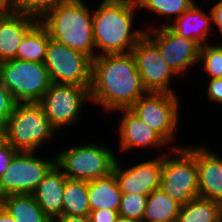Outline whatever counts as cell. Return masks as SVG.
<instances>
[{
	"mask_svg": "<svg viewBox=\"0 0 222 222\" xmlns=\"http://www.w3.org/2000/svg\"><path fill=\"white\" fill-rule=\"evenodd\" d=\"M160 189L181 206L199 197L196 158L185 146L162 155Z\"/></svg>",
	"mask_w": 222,
	"mask_h": 222,
	"instance_id": "ba28073f",
	"label": "cell"
},
{
	"mask_svg": "<svg viewBox=\"0 0 222 222\" xmlns=\"http://www.w3.org/2000/svg\"><path fill=\"white\" fill-rule=\"evenodd\" d=\"M180 207L162 189H155L148 195L142 222H176Z\"/></svg>",
	"mask_w": 222,
	"mask_h": 222,
	"instance_id": "cb8c5ba5",
	"label": "cell"
},
{
	"mask_svg": "<svg viewBox=\"0 0 222 222\" xmlns=\"http://www.w3.org/2000/svg\"><path fill=\"white\" fill-rule=\"evenodd\" d=\"M148 195L122 194L119 215L139 222L143 221V216L147 204Z\"/></svg>",
	"mask_w": 222,
	"mask_h": 222,
	"instance_id": "f1b7e54d",
	"label": "cell"
},
{
	"mask_svg": "<svg viewBox=\"0 0 222 222\" xmlns=\"http://www.w3.org/2000/svg\"><path fill=\"white\" fill-rule=\"evenodd\" d=\"M176 222H222V204L195 198L180 207Z\"/></svg>",
	"mask_w": 222,
	"mask_h": 222,
	"instance_id": "d4e9b609",
	"label": "cell"
},
{
	"mask_svg": "<svg viewBox=\"0 0 222 222\" xmlns=\"http://www.w3.org/2000/svg\"><path fill=\"white\" fill-rule=\"evenodd\" d=\"M16 102L8 89L0 82V126L4 127Z\"/></svg>",
	"mask_w": 222,
	"mask_h": 222,
	"instance_id": "f546056e",
	"label": "cell"
},
{
	"mask_svg": "<svg viewBox=\"0 0 222 222\" xmlns=\"http://www.w3.org/2000/svg\"><path fill=\"white\" fill-rule=\"evenodd\" d=\"M132 157L129 162L118 157L113 169L118 186L122 194L149 195L153 190L160 188V178L162 170V155L155 154L150 158ZM141 159V161H140ZM149 159V160H148ZM126 163V164H125ZM125 164V165H124ZM128 164V165H127Z\"/></svg>",
	"mask_w": 222,
	"mask_h": 222,
	"instance_id": "5bb4252c",
	"label": "cell"
},
{
	"mask_svg": "<svg viewBox=\"0 0 222 222\" xmlns=\"http://www.w3.org/2000/svg\"><path fill=\"white\" fill-rule=\"evenodd\" d=\"M89 92L91 105L107 116L118 109H129L147 93L133 54L96 56L92 60Z\"/></svg>",
	"mask_w": 222,
	"mask_h": 222,
	"instance_id": "6da1fadb",
	"label": "cell"
},
{
	"mask_svg": "<svg viewBox=\"0 0 222 222\" xmlns=\"http://www.w3.org/2000/svg\"><path fill=\"white\" fill-rule=\"evenodd\" d=\"M121 116L117 119L116 123L118 124L116 129H113L112 132L115 135V137H118L116 139V144L119 145L116 146L118 149L116 150L118 152L117 156L123 157V155H126L129 152L135 153H146L148 150V153L151 154L152 151L159 152L156 154V156L164 155L165 152H169L172 147L150 126H148L145 122H143L135 113H133L130 109H118L116 111H113L110 115H114V113ZM139 148V150H138ZM164 149V150H162ZM142 152H141V151ZM139 151V152H136ZM165 151V152H164ZM127 152V153H126ZM151 152V153H150ZM120 153V155H119Z\"/></svg>",
	"mask_w": 222,
	"mask_h": 222,
	"instance_id": "8fae6325",
	"label": "cell"
},
{
	"mask_svg": "<svg viewBox=\"0 0 222 222\" xmlns=\"http://www.w3.org/2000/svg\"><path fill=\"white\" fill-rule=\"evenodd\" d=\"M100 1L92 15L96 56L130 53L146 31L143 25H138L137 18L141 24L143 20L135 0Z\"/></svg>",
	"mask_w": 222,
	"mask_h": 222,
	"instance_id": "7a4b0ae2",
	"label": "cell"
},
{
	"mask_svg": "<svg viewBox=\"0 0 222 222\" xmlns=\"http://www.w3.org/2000/svg\"><path fill=\"white\" fill-rule=\"evenodd\" d=\"M52 83L91 85L92 59L50 39L44 62Z\"/></svg>",
	"mask_w": 222,
	"mask_h": 222,
	"instance_id": "7c38bea8",
	"label": "cell"
},
{
	"mask_svg": "<svg viewBox=\"0 0 222 222\" xmlns=\"http://www.w3.org/2000/svg\"><path fill=\"white\" fill-rule=\"evenodd\" d=\"M180 97V93L178 95L147 92L129 109L156 131L172 148H179L185 146L181 141L177 143V135L179 136L177 131H180L182 127L180 125L183 107L181 101H184Z\"/></svg>",
	"mask_w": 222,
	"mask_h": 222,
	"instance_id": "8992f818",
	"label": "cell"
},
{
	"mask_svg": "<svg viewBox=\"0 0 222 222\" xmlns=\"http://www.w3.org/2000/svg\"><path fill=\"white\" fill-rule=\"evenodd\" d=\"M88 197L91 211L97 209L119 210L122 192L115 175L88 182Z\"/></svg>",
	"mask_w": 222,
	"mask_h": 222,
	"instance_id": "44dd1931",
	"label": "cell"
},
{
	"mask_svg": "<svg viewBox=\"0 0 222 222\" xmlns=\"http://www.w3.org/2000/svg\"><path fill=\"white\" fill-rule=\"evenodd\" d=\"M198 68L208 79L222 78V42L204 44L199 49Z\"/></svg>",
	"mask_w": 222,
	"mask_h": 222,
	"instance_id": "4316f807",
	"label": "cell"
},
{
	"mask_svg": "<svg viewBox=\"0 0 222 222\" xmlns=\"http://www.w3.org/2000/svg\"><path fill=\"white\" fill-rule=\"evenodd\" d=\"M68 0H17L10 10L41 21L57 5Z\"/></svg>",
	"mask_w": 222,
	"mask_h": 222,
	"instance_id": "83f0119b",
	"label": "cell"
},
{
	"mask_svg": "<svg viewBox=\"0 0 222 222\" xmlns=\"http://www.w3.org/2000/svg\"><path fill=\"white\" fill-rule=\"evenodd\" d=\"M82 140L55 152L56 165L67 178L89 182L112 174L118 160L116 150L103 144L104 141L101 143L97 139L96 142V137L95 142Z\"/></svg>",
	"mask_w": 222,
	"mask_h": 222,
	"instance_id": "5b68a950",
	"label": "cell"
},
{
	"mask_svg": "<svg viewBox=\"0 0 222 222\" xmlns=\"http://www.w3.org/2000/svg\"><path fill=\"white\" fill-rule=\"evenodd\" d=\"M17 0H7V10L16 2Z\"/></svg>",
	"mask_w": 222,
	"mask_h": 222,
	"instance_id": "ab89813d",
	"label": "cell"
},
{
	"mask_svg": "<svg viewBox=\"0 0 222 222\" xmlns=\"http://www.w3.org/2000/svg\"><path fill=\"white\" fill-rule=\"evenodd\" d=\"M119 210L97 209L90 211L91 222H116Z\"/></svg>",
	"mask_w": 222,
	"mask_h": 222,
	"instance_id": "d6a6232c",
	"label": "cell"
},
{
	"mask_svg": "<svg viewBox=\"0 0 222 222\" xmlns=\"http://www.w3.org/2000/svg\"><path fill=\"white\" fill-rule=\"evenodd\" d=\"M5 143L4 127L0 126V146Z\"/></svg>",
	"mask_w": 222,
	"mask_h": 222,
	"instance_id": "74e56055",
	"label": "cell"
},
{
	"mask_svg": "<svg viewBox=\"0 0 222 222\" xmlns=\"http://www.w3.org/2000/svg\"><path fill=\"white\" fill-rule=\"evenodd\" d=\"M0 222H15L12 215L2 205L0 206Z\"/></svg>",
	"mask_w": 222,
	"mask_h": 222,
	"instance_id": "d590c367",
	"label": "cell"
},
{
	"mask_svg": "<svg viewBox=\"0 0 222 222\" xmlns=\"http://www.w3.org/2000/svg\"><path fill=\"white\" fill-rule=\"evenodd\" d=\"M90 211L88 182L67 178L61 216H89Z\"/></svg>",
	"mask_w": 222,
	"mask_h": 222,
	"instance_id": "484cf974",
	"label": "cell"
},
{
	"mask_svg": "<svg viewBox=\"0 0 222 222\" xmlns=\"http://www.w3.org/2000/svg\"><path fill=\"white\" fill-rule=\"evenodd\" d=\"M2 206L15 222H52L32 194H11L3 199Z\"/></svg>",
	"mask_w": 222,
	"mask_h": 222,
	"instance_id": "7402d4cb",
	"label": "cell"
},
{
	"mask_svg": "<svg viewBox=\"0 0 222 222\" xmlns=\"http://www.w3.org/2000/svg\"><path fill=\"white\" fill-rule=\"evenodd\" d=\"M145 34L157 45L163 60L179 77L187 76L198 66L200 46L194 40L180 36L169 26L150 29Z\"/></svg>",
	"mask_w": 222,
	"mask_h": 222,
	"instance_id": "9a60e30c",
	"label": "cell"
},
{
	"mask_svg": "<svg viewBox=\"0 0 222 222\" xmlns=\"http://www.w3.org/2000/svg\"><path fill=\"white\" fill-rule=\"evenodd\" d=\"M52 222H91L89 216H58Z\"/></svg>",
	"mask_w": 222,
	"mask_h": 222,
	"instance_id": "e575fe53",
	"label": "cell"
},
{
	"mask_svg": "<svg viewBox=\"0 0 222 222\" xmlns=\"http://www.w3.org/2000/svg\"><path fill=\"white\" fill-rule=\"evenodd\" d=\"M89 88L90 86L52 83L39 101L49 124L58 135L64 133L66 127L68 131L74 124H83L79 123L84 121L82 115L86 110L83 108L91 105Z\"/></svg>",
	"mask_w": 222,
	"mask_h": 222,
	"instance_id": "52a82bcc",
	"label": "cell"
},
{
	"mask_svg": "<svg viewBox=\"0 0 222 222\" xmlns=\"http://www.w3.org/2000/svg\"><path fill=\"white\" fill-rule=\"evenodd\" d=\"M50 35L39 21L23 38L16 55L17 60L44 63Z\"/></svg>",
	"mask_w": 222,
	"mask_h": 222,
	"instance_id": "603a6c76",
	"label": "cell"
},
{
	"mask_svg": "<svg viewBox=\"0 0 222 222\" xmlns=\"http://www.w3.org/2000/svg\"><path fill=\"white\" fill-rule=\"evenodd\" d=\"M204 79L207 80V83L204 85L208 84L204 91L206 93L204 97L207 99V102L210 101V104L213 103L214 105L217 104L218 107H222V78Z\"/></svg>",
	"mask_w": 222,
	"mask_h": 222,
	"instance_id": "4dcf8cb0",
	"label": "cell"
},
{
	"mask_svg": "<svg viewBox=\"0 0 222 222\" xmlns=\"http://www.w3.org/2000/svg\"><path fill=\"white\" fill-rule=\"evenodd\" d=\"M131 53L147 92L178 94L174 86L177 83L174 79L178 75L163 60L157 45L146 34L136 43Z\"/></svg>",
	"mask_w": 222,
	"mask_h": 222,
	"instance_id": "4fadbf2b",
	"label": "cell"
},
{
	"mask_svg": "<svg viewBox=\"0 0 222 222\" xmlns=\"http://www.w3.org/2000/svg\"><path fill=\"white\" fill-rule=\"evenodd\" d=\"M17 152V150L6 142L0 146V176L7 170L13 156Z\"/></svg>",
	"mask_w": 222,
	"mask_h": 222,
	"instance_id": "836d02e7",
	"label": "cell"
},
{
	"mask_svg": "<svg viewBox=\"0 0 222 222\" xmlns=\"http://www.w3.org/2000/svg\"><path fill=\"white\" fill-rule=\"evenodd\" d=\"M39 21L30 16L8 10H0V63L16 59L24 36Z\"/></svg>",
	"mask_w": 222,
	"mask_h": 222,
	"instance_id": "ac0fdd59",
	"label": "cell"
},
{
	"mask_svg": "<svg viewBox=\"0 0 222 222\" xmlns=\"http://www.w3.org/2000/svg\"><path fill=\"white\" fill-rule=\"evenodd\" d=\"M196 1L198 0H135L141 16L144 17V15H142L143 13H146V16L148 17L150 16V13L153 14L149 20H146L147 22H144L145 25L143 24L146 31L158 27L169 26L193 6ZM160 18H162V21L164 20L161 24L158 23L162 22ZM151 19H153V21ZM156 19L160 21H157ZM150 21L152 22L150 23ZM156 22L158 24H155ZM146 23L148 25H146Z\"/></svg>",
	"mask_w": 222,
	"mask_h": 222,
	"instance_id": "ffe728a7",
	"label": "cell"
},
{
	"mask_svg": "<svg viewBox=\"0 0 222 222\" xmlns=\"http://www.w3.org/2000/svg\"><path fill=\"white\" fill-rule=\"evenodd\" d=\"M0 10H7V0H0Z\"/></svg>",
	"mask_w": 222,
	"mask_h": 222,
	"instance_id": "f35d334b",
	"label": "cell"
},
{
	"mask_svg": "<svg viewBox=\"0 0 222 222\" xmlns=\"http://www.w3.org/2000/svg\"><path fill=\"white\" fill-rule=\"evenodd\" d=\"M3 199H4V196H3V194H2L1 191H0V206H1L2 203H3Z\"/></svg>",
	"mask_w": 222,
	"mask_h": 222,
	"instance_id": "60d3db41",
	"label": "cell"
},
{
	"mask_svg": "<svg viewBox=\"0 0 222 222\" xmlns=\"http://www.w3.org/2000/svg\"><path fill=\"white\" fill-rule=\"evenodd\" d=\"M85 0H68L57 5L40 22L50 38L73 50L96 57L93 37L92 4ZM92 7V8H91Z\"/></svg>",
	"mask_w": 222,
	"mask_h": 222,
	"instance_id": "3957f363",
	"label": "cell"
},
{
	"mask_svg": "<svg viewBox=\"0 0 222 222\" xmlns=\"http://www.w3.org/2000/svg\"><path fill=\"white\" fill-rule=\"evenodd\" d=\"M116 222H139V221L129 219V218L119 215L118 218L116 219Z\"/></svg>",
	"mask_w": 222,
	"mask_h": 222,
	"instance_id": "8d00e7d4",
	"label": "cell"
},
{
	"mask_svg": "<svg viewBox=\"0 0 222 222\" xmlns=\"http://www.w3.org/2000/svg\"><path fill=\"white\" fill-rule=\"evenodd\" d=\"M211 143L185 147L195 156L198 167L199 197L222 204V154L208 146ZM212 148V149H211Z\"/></svg>",
	"mask_w": 222,
	"mask_h": 222,
	"instance_id": "2e32d148",
	"label": "cell"
},
{
	"mask_svg": "<svg viewBox=\"0 0 222 222\" xmlns=\"http://www.w3.org/2000/svg\"><path fill=\"white\" fill-rule=\"evenodd\" d=\"M207 4L208 0L196 1L193 6L172 22L169 27L180 36L194 40L200 47L212 41L215 42V37L213 38L212 14L208 10V6L204 8Z\"/></svg>",
	"mask_w": 222,
	"mask_h": 222,
	"instance_id": "e0dca14e",
	"label": "cell"
},
{
	"mask_svg": "<svg viewBox=\"0 0 222 222\" xmlns=\"http://www.w3.org/2000/svg\"><path fill=\"white\" fill-rule=\"evenodd\" d=\"M0 82L16 103H39L52 85L44 63L17 59L0 63Z\"/></svg>",
	"mask_w": 222,
	"mask_h": 222,
	"instance_id": "9c48e42d",
	"label": "cell"
},
{
	"mask_svg": "<svg viewBox=\"0 0 222 222\" xmlns=\"http://www.w3.org/2000/svg\"><path fill=\"white\" fill-rule=\"evenodd\" d=\"M4 133L5 142L17 151L42 152L44 148L49 151L46 145L53 148L50 145H54L55 138L58 140L59 137L39 103H16Z\"/></svg>",
	"mask_w": 222,
	"mask_h": 222,
	"instance_id": "277c9868",
	"label": "cell"
},
{
	"mask_svg": "<svg viewBox=\"0 0 222 222\" xmlns=\"http://www.w3.org/2000/svg\"><path fill=\"white\" fill-rule=\"evenodd\" d=\"M213 3L211 2L212 5L209 7V10L211 11L212 14V26H213L214 36L216 33L215 41L219 42L220 40L222 42V0H215V2Z\"/></svg>",
	"mask_w": 222,
	"mask_h": 222,
	"instance_id": "1f68e13d",
	"label": "cell"
},
{
	"mask_svg": "<svg viewBox=\"0 0 222 222\" xmlns=\"http://www.w3.org/2000/svg\"><path fill=\"white\" fill-rule=\"evenodd\" d=\"M56 149L57 147L53 149L54 152L44 150L42 154L38 151H18L7 170L0 176V191L3 196L32 194L56 164V155H54ZM48 153H52L54 157Z\"/></svg>",
	"mask_w": 222,
	"mask_h": 222,
	"instance_id": "30bf717a",
	"label": "cell"
},
{
	"mask_svg": "<svg viewBox=\"0 0 222 222\" xmlns=\"http://www.w3.org/2000/svg\"><path fill=\"white\" fill-rule=\"evenodd\" d=\"M67 176L55 164L32 193L44 213L52 221L63 215V196Z\"/></svg>",
	"mask_w": 222,
	"mask_h": 222,
	"instance_id": "d6986e66",
	"label": "cell"
}]
</instances>
